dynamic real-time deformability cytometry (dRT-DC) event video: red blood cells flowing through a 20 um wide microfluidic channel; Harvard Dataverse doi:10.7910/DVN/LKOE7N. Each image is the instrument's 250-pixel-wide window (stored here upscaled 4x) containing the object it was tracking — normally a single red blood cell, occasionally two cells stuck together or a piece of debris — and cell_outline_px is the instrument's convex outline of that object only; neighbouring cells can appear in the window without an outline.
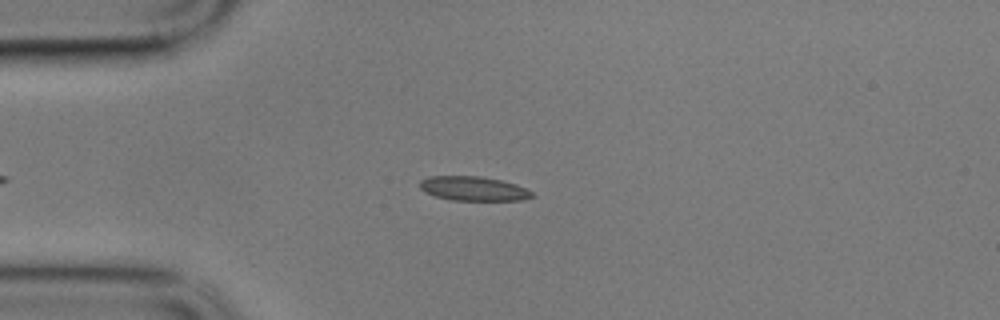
{"species": "common noctule bat (a hibernating species)", "species_latin": "Nyctalus noctula", "temperature_condition": "cold", "stored_images_in_passage": 44, "camera_frame_rate_fps": 3000, "um_per_image_px": 0.085, "animal": {"sex": "male", "body_mass_g": 17.9}, "frame": {"image": 1, "passage_image": 5, "time_ms": 1.333, "image_size_px": [1000, 320], "cell_outline_px": [[532, 196], [524, 200], [452, 200], [436, 196], [424, 192], [420, 188], [420, 180], [428, 176], [480, 176], [500, 180], [516, 184], [532, 192]], "centroid_in_image_um": [40.2, 16.02], "position_along_channel_um": 44.8, "area_um2": 15.78}}
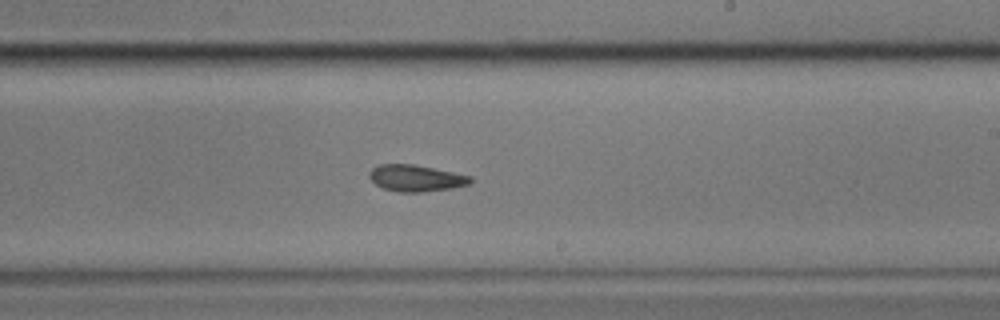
{"frame": {"image": 2, "passage_image": 25, "time_ms": 8.0, "image_size_px": [1000, 320], "cell_outline_px": [[472, 180], [468, 184], [452, 188], [420, 192], [400, 192], [384, 188], [376, 184], [368, 176], [368, 172], [376, 164], [412, 164], [472, 176]], "centroid_in_image_um": [35.32, 15.13], "position_along_channel_um": 253.7, "area_um2": 15.49}}
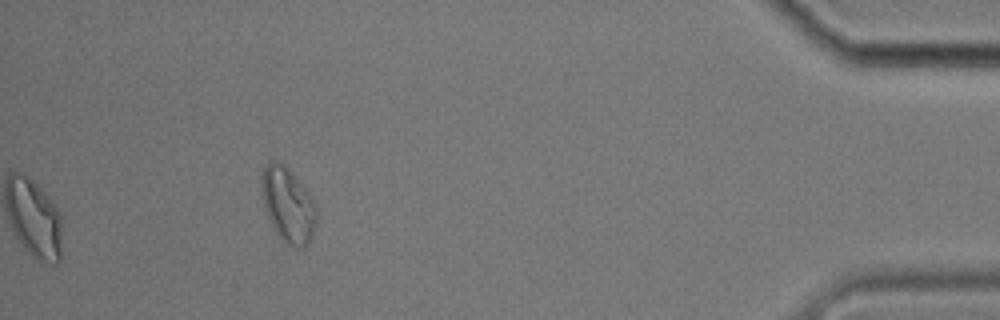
{"frame": {"image": 3, "passage_image": 44, "time_ms": 14.333, "image_size_px": [1000, 320], "cell_outline_px": [[316, 224], [308, 244], [304, 248], [296, 248], [280, 240], [268, 216], [264, 204], [264, 168], [268, 160], [280, 160], [288, 168], [304, 188], [316, 204]], "centroid_in_image_um": [24.52, 17.45], "position_along_channel_um": 410.7, "area_um2": 23.35}, "authors_computed_cell_mechanics": {"area_um2": 15.7216, "velocity_mm_per_s": 3.4006, "shape_relaxation_time_tau1_ms": 3.8805, "shape_relaxation_time_tau2_ms": 2.5619, "deformation_change_tau1": 0.1421, "deformation_change_tau2": 0.0982}}